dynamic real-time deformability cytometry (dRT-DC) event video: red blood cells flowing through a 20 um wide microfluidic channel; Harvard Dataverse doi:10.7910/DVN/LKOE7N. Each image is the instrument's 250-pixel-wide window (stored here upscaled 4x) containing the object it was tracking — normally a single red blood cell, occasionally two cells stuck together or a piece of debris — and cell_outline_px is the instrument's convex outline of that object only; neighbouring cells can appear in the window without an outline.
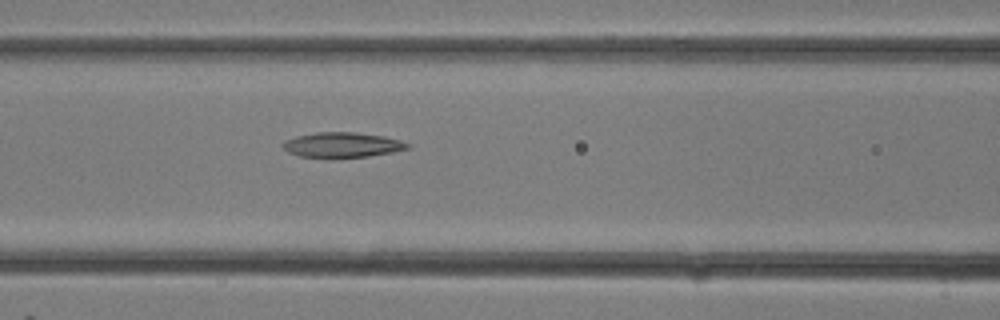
{"species": "common noctule bat (a hibernating species)", "species_latin": "Nyctalus noctula", "temperature_condition": "room temperature", "stored_images_in_passage": 12, "camera_frame_rate_fps": 3000, "um_per_image_px": 0.085, "animal": {"sex": "female"}, "frame": {"image": 1, "passage_image": 12, "time_ms": 3.667, "image_size_px": [1000, 320], "cell_outline_px": [[412, 148], [392, 152], [368, 156], [332, 160], [300, 156], [288, 152], [280, 144], [284, 140], [296, 136], [316, 132], [356, 132], [384, 136], [400, 140], [412, 144]], "centroid_in_image_um": [29.08, 12.34], "position_along_channel_um": 137.5, "area_um2": 18.96}}